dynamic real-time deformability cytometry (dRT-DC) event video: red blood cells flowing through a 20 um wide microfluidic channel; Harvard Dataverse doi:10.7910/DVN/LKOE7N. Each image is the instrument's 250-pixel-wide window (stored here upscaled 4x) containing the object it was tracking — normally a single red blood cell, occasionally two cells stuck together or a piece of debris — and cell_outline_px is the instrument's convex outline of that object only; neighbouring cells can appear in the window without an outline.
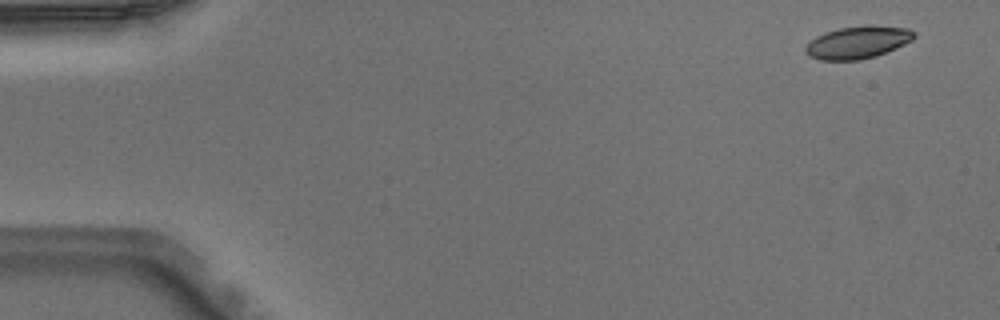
{"species": "Egyptian fruit bat (a non-hibernating species)", "species_latin": "Rousettus aegyptiacus", "temperature_condition": "warm", "stored_images_in_passage": 3, "camera_frame_rate_fps": 3000, "um_per_image_px": 0.085, "animal": {"sex": "male"}, "frame": {"image": 1, "passage_image": 1, "time_ms": 0.0, "image_size_px": [1000, 320], "cell_outline_px": [[916, 36], [912, 40], [896, 48], [876, 56], [860, 60], [820, 60], [808, 56], [804, 48], [816, 36], [824, 32], [840, 28], [864, 24], [868, 24], [908, 28], [916, 32]], "centroid_in_image_um": [72.93, 3.58], "position_along_channel_um": 12.1, "area_um2": 20.75}}